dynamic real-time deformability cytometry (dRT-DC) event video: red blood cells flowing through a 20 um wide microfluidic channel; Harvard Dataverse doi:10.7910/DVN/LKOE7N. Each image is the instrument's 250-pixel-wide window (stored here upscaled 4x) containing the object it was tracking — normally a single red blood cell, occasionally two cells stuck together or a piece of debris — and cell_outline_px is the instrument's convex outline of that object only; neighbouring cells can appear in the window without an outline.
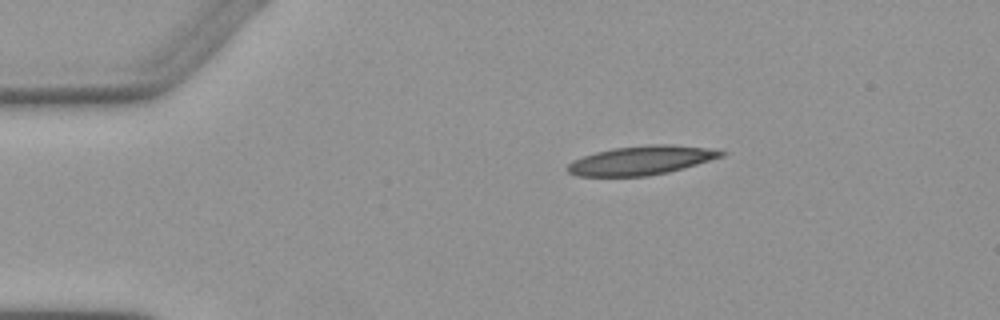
{"species": "Egyptian fruit bat (a non-hibernating species)", "species_latin": "Rousettus aegyptiacus", "temperature_condition": "warm", "stored_images_in_passage": 6, "camera_frame_rate_fps": 3000, "um_per_image_px": 0.085, "animal": {"sex": "female"}, "frame": {"image": 1, "passage_image": 1, "time_ms": 0.0, "image_size_px": [1000, 320], "cell_outline_px": [[728, 152], [724, 156], [684, 168], [668, 172], [648, 176], [576, 176], [568, 172], [564, 168], [572, 160], [596, 152], [612, 148], [652, 144], [672, 144], [708, 148]], "centroid_in_image_um": [54.5, 13.63], "position_along_channel_um": 30.5, "area_um2": 26.07}}
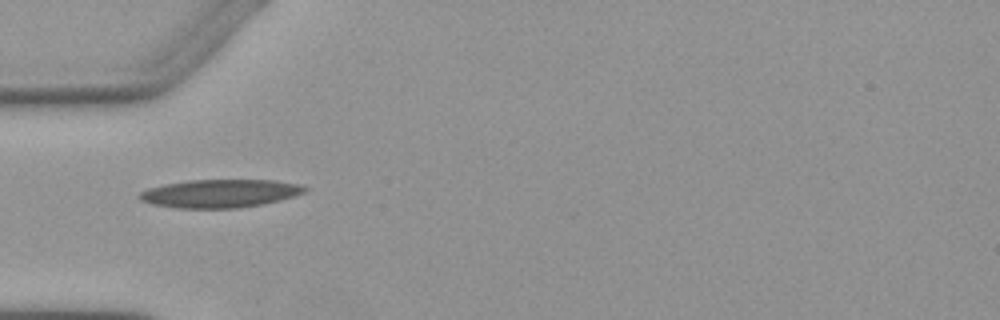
{"frame": {"image": 2, "passage_image": 3, "time_ms": 2.333, "image_size_px": [1000, 320], "cell_outline_px": [[308, 188], [304, 192], [296, 196], [264, 204], [240, 208], [176, 208], [152, 204], [140, 200], [136, 196], [140, 192], [148, 188], [164, 184], [188, 180], [276, 180], [300, 184]], "centroid_in_image_um": [18.7, 16.44], "position_along_channel_um": 66.3, "area_um2": 27.4}}
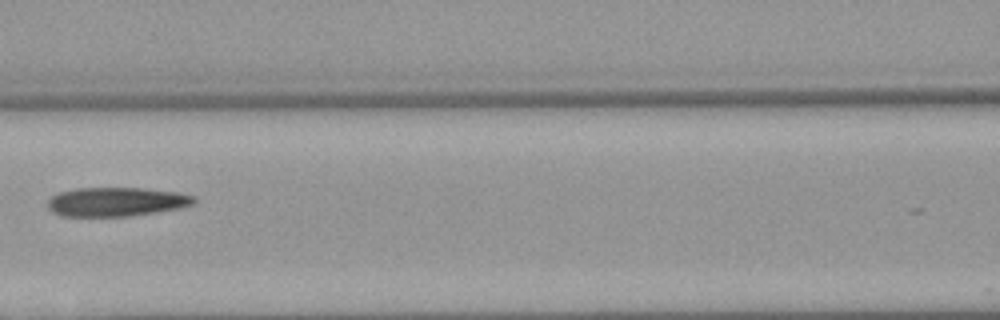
{"frame": {"image": 3, "passage_image": 5, "time_ms": 4.667, "image_size_px": [1000, 320], "cell_outline_px": [[196, 200], [192, 204], [180, 208], [156, 212], [128, 216], [64, 216], [52, 212], [48, 208], [48, 200], [52, 196], [60, 192], [76, 188], [140, 188], [176, 192], [192, 196]], "centroid_in_image_um": [9.85, 17.15], "position_along_channel_um": 156.7, "area_um2": 24.51}}